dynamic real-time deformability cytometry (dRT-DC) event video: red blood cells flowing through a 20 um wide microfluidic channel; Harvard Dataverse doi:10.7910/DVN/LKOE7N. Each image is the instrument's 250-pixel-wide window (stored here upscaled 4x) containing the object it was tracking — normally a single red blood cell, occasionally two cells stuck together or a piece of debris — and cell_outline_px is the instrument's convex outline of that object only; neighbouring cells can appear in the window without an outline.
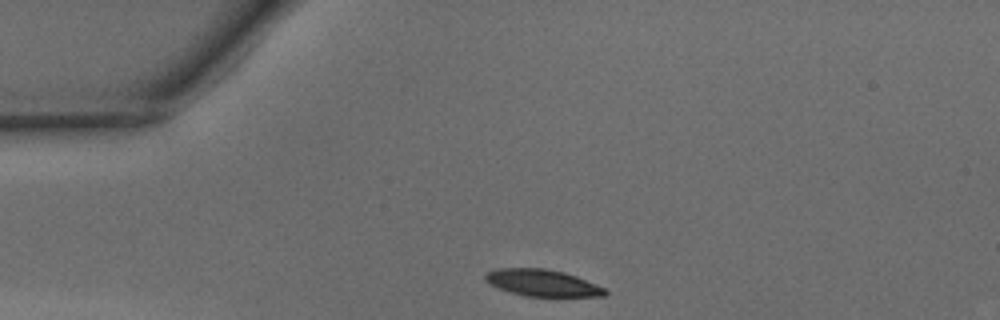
{"species": "common noctule bat (a hibernating species)", "species_latin": "Nyctalus noctula", "temperature_condition": "warm", "stored_images_in_passage": 28, "camera_frame_rate_fps": 3000, "um_per_image_px": 0.085, "animal": {"sex": "male", "body_mass_g": 15.6}, "frame": {"image": 1, "passage_image": 1, "time_ms": 0.0, "image_size_px": [1000, 320], "cell_outline_px": [[608, 292], [604, 296], [524, 296], [500, 288], [484, 280], [484, 272], [496, 268], [544, 268], [564, 272], [576, 276], [596, 284], [604, 288]], "centroid_in_image_um": [46.08, 24.03], "position_along_channel_um": 38.9, "area_um2": 18.55}}
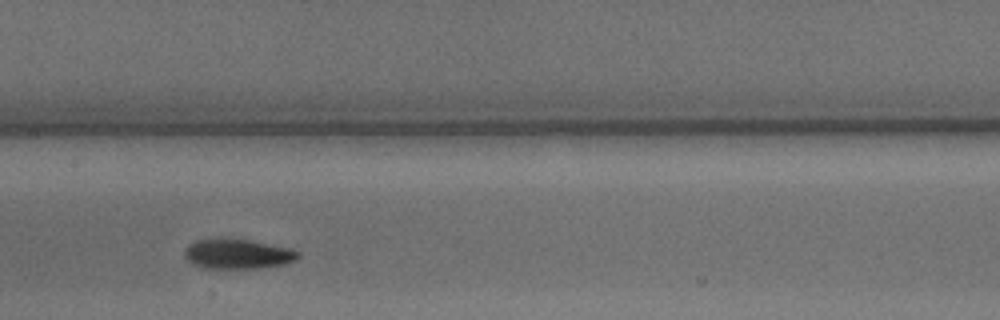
{"frame": {"image": 2, "passage_image": 14, "time_ms": 4.333, "image_size_px": [1000, 320], "cell_outline_px": [[300, 256], [296, 260], [284, 264], [260, 268], [200, 268], [188, 260], [184, 256], [184, 248], [188, 244], [196, 240], [220, 236], [248, 240], [292, 248], [300, 252]], "centroid_in_image_um": [20.17, 21.56], "position_along_channel_um": 187.2, "area_um2": 20.29}}
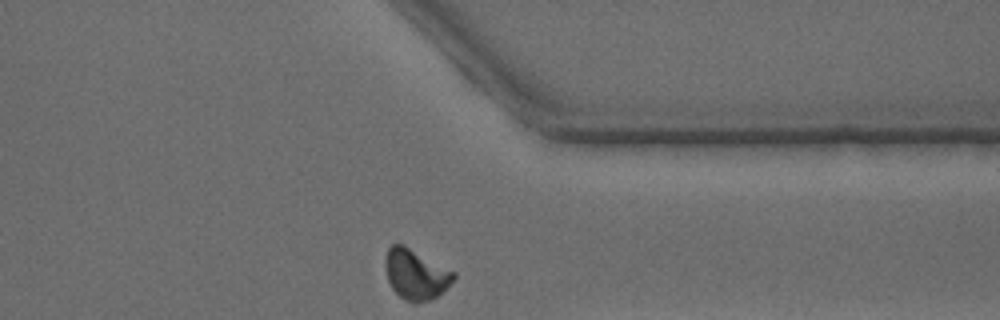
{"frame": {"image": 3, "passage_image": 28, "time_ms": 9.0, "image_size_px": [1000, 320], "cell_outline_px": [[456, 276], [436, 296], [428, 300], [404, 300], [392, 288], [388, 280], [384, 264], [384, 256], [388, 248], [392, 244], [404, 244], [456, 272]], "centroid_in_image_um": [35.3, 23.25], "position_along_channel_um": 376.1, "area_um2": 19.65}, "authors_computed_cell_mechanics": {"area_um2": 19.941, "velocity_mm_per_s": 4.1407, "shape_relaxation_time_tau1_ms": 2.894, "shape_relaxation_time_tau2_ms": 3.1877, "deformation_change_tau1": 0.1211, "deformation_change_tau2": 0.081}}